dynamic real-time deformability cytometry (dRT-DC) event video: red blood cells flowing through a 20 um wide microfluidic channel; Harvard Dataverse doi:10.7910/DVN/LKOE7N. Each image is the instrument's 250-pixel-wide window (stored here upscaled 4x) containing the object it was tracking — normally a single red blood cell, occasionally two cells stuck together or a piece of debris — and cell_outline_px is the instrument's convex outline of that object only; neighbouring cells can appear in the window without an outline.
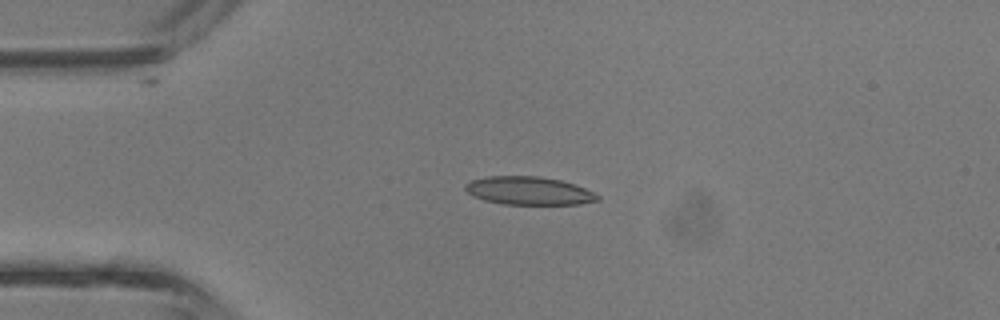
{"species": "common noctule bat (a hibernating species)", "species_latin": "Nyctalus noctula", "temperature_condition": "room temperature", "stored_images_in_passage": 3, "camera_frame_rate_fps": 3000, "um_per_image_px": 0.085, "animal": {"sex": "male", "body_mass_g": 13.3}, "frame": {"image": 1, "passage_image": 2, "time_ms": 0.333, "image_size_px": [1000, 320], "cell_outline_px": [[600, 200], [580, 204], [504, 204], [484, 200], [472, 196], [464, 188], [464, 184], [472, 180], [488, 176], [540, 176], [560, 180], [584, 188], [600, 196]], "centroid_in_image_um": [44.93, 16.21], "position_along_channel_um": 40.1, "area_um2": 21.62}}
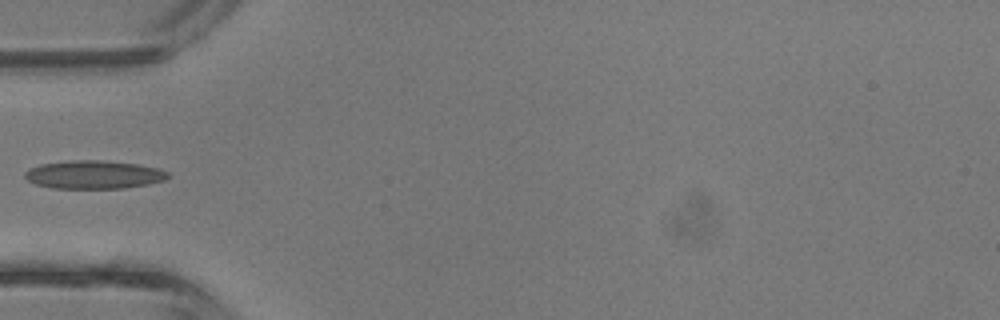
{"frame": {"image": 2, "passage_image": 3, "time_ms": 0.667, "image_size_px": [1000, 320], "cell_outline_px": [[172, 176], [164, 180], [148, 184], [124, 188], [52, 188], [36, 184], [28, 180], [24, 176], [24, 172], [28, 168], [40, 164], [72, 160], [100, 160], [136, 164], [156, 168], [168, 172]], "centroid_in_image_um": [7.96, 14.84], "position_along_channel_um": 77.0, "area_um2": 23.52}}